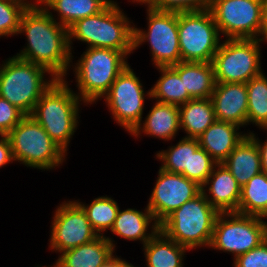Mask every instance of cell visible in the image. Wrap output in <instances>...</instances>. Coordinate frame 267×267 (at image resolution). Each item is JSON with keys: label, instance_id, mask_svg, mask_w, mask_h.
Returning <instances> with one entry per match:
<instances>
[{"label": "cell", "instance_id": "5", "mask_svg": "<svg viewBox=\"0 0 267 267\" xmlns=\"http://www.w3.org/2000/svg\"><path fill=\"white\" fill-rule=\"evenodd\" d=\"M0 64V97L31 115L43 93L56 81L44 67L15 55ZM49 74V80L45 75ZM51 77V78H50Z\"/></svg>", "mask_w": 267, "mask_h": 267}, {"label": "cell", "instance_id": "8", "mask_svg": "<svg viewBox=\"0 0 267 267\" xmlns=\"http://www.w3.org/2000/svg\"><path fill=\"white\" fill-rule=\"evenodd\" d=\"M265 218L237 212L220 213L209 248L232 253L233 260L267 239Z\"/></svg>", "mask_w": 267, "mask_h": 267}, {"label": "cell", "instance_id": "41", "mask_svg": "<svg viewBox=\"0 0 267 267\" xmlns=\"http://www.w3.org/2000/svg\"><path fill=\"white\" fill-rule=\"evenodd\" d=\"M148 0H132L131 2H136L137 4H141V5H143V4H145L146 2H147Z\"/></svg>", "mask_w": 267, "mask_h": 267}, {"label": "cell", "instance_id": "4", "mask_svg": "<svg viewBox=\"0 0 267 267\" xmlns=\"http://www.w3.org/2000/svg\"><path fill=\"white\" fill-rule=\"evenodd\" d=\"M111 48H87L74 68L77 96L85 104H93L109 91L118 75L129 65L128 55ZM102 97V98H101Z\"/></svg>", "mask_w": 267, "mask_h": 267}, {"label": "cell", "instance_id": "10", "mask_svg": "<svg viewBox=\"0 0 267 267\" xmlns=\"http://www.w3.org/2000/svg\"><path fill=\"white\" fill-rule=\"evenodd\" d=\"M147 6V30L134 25V50L148 42L155 67H169L181 61L178 40V12L158 11Z\"/></svg>", "mask_w": 267, "mask_h": 267}, {"label": "cell", "instance_id": "21", "mask_svg": "<svg viewBox=\"0 0 267 267\" xmlns=\"http://www.w3.org/2000/svg\"><path fill=\"white\" fill-rule=\"evenodd\" d=\"M153 221V222H152ZM152 224V225H151ZM151 226V228H150ZM148 228H150V231ZM159 230L152 212L148 207L141 211L134 208L118 210L115 222L111 228L112 234L130 241H141L145 245ZM149 232V233H148Z\"/></svg>", "mask_w": 267, "mask_h": 267}, {"label": "cell", "instance_id": "13", "mask_svg": "<svg viewBox=\"0 0 267 267\" xmlns=\"http://www.w3.org/2000/svg\"><path fill=\"white\" fill-rule=\"evenodd\" d=\"M209 10L226 39H260L261 0H211Z\"/></svg>", "mask_w": 267, "mask_h": 267}, {"label": "cell", "instance_id": "19", "mask_svg": "<svg viewBox=\"0 0 267 267\" xmlns=\"http://www.w3.org/2000/svg\"><path fill=\"white\" fill-rule=\"evenodd\" d=\"M239 129L237 124L216 120L198 138L199 145L217 164H221L248 134L239 132Z\"/></svg>", "mask_w": 267, "mask_h": 267}, {"label": "cell", "instance_id": "14", "mask_svg": "<svg viewBox=\"0 0 267 267\" xmlns=\"http://www.w3.org/2000/svg\"><path fill=\"white\" fill-rule=\"evenodd\" d=\"M51 224L49 247L59 254L98 237L85 212L75 200L59 204Z\"/></svg>", "mask_w": 267, "mask_h": 267}, {"label": "cell", "instance_id": "15", "mask_svg": "<svg viewBox=\"0 0 267 267\" xmlns=\"http://www.w3.org/2000/svg\"><path fill=\"white\" fill-rule=\"evenodd\" d=\"M201 189L200 185L182 174L160 168L147 207L160 225L172 212L198 196Z\"/></svg>", "mask_w": 267, "mask_h": 267}, {"label": "cell", "instance_id": "40", "mask_svg": "<svg viewBox=\"0 0 267 267\" xmlns=\"http://www.w3.org/2000/svg\"><path fill=\"white\" fill-rule=\"evenodd\" d=\"M132 265L130 262L125 259L122 260L114 254L102 267H131Z\"/></svg>", "mask_w": 267, "mask_h": 267}, {"label": "cell", "instance_id": "3", "mask_svg": "<svg viewBox=\"0 0 267 267\" xmlns=\"http://www.w3.org/2000/svg\"><path fill=\"white\" fill-rule=\"evenodd\" d=\"M133 34L134 23L113 0L100 13L80 19L68 28L69 47L72 52L75 39L88 44V48L133 52Z\"/></svg>", "mask_w": 267, "mask_h": 267}, {"label": "cell", "instance_id": "39", "mask_svg": "<svg viewBox=\"0 0 267 267\" xmlns=\"http://www.w3.org/2000/svg\"><path fill=\"white\" fill-rule=\"evenodd\" d=\"M262 1L260 40L267 42V0Z\"/></svg>", "mask_w": 267, "mask_h": 267}, {"label": "cell", "instance_id": "42", "mask_svg": "<svg viewBox=\"0 0 267 267\" xmlns=\"http://www.w3.org/2000/svg\"><path fill=\"white\" fill-rule=\"evenodd\" d=\"M38 267V266H37ZM41 267H47V266H41ZM49 267V266H48ZM51 267H57V265L56 264H53V266H51Z\"/></svg>", "mask_w": 267, "mask_h": 267}, {"label": "cell", "instance_id": "35", "mask_svg": "<svg viewBox=\"0 0 267 267\" xmlns=\"http://www.w3.org/2000/svg\"><path fill=\"white\" fill-rule=\"evenodd\" d=\"M26 115L0 97V136H7Z\"/></svg>", "mask_w": 267, "mask_h": 267}, {"label": "cell", "instance_id": "22", "mask_svg": "<svg viewBox=\"0 0 267 267\" xmlns=\"http://www.w3.org/2000/svg\"><path fill=\"white\" fill-rule=\"evenodd\" d=\"M223 164L241 187L263 171L260 149L249 134L241 140Z\"/></svg>", "mask_w": 267, "mask_h": 267}, {"label": "cell", "instance_id": "2", "mask_svg": "<svg viewBox=\"0 0 267 267\" xmlns=\"http://www.w3.org/2000/svg\"><path fill=\"white\" fill-rule=\"evenodd\" d=\"M81 99L65 79H56L36 103L31 116L66 153L76 132Z\"/></svg>", "mask_w": 267, "mask_h": 267}, {"label": "cell", "instance_id": "37", "mask_svg": "<svg viewBox=\"0 0 267 267\" xmlns=\"http://www.w3.org/2000/svg\"><path fill=\"white\" fill-rule=\"evenodd\" d=\"M11 143L8 136H0V168L13 163Z\"/></svg>", "mask_w": 267, "mask_h": 267}, {"label": "cell", "instance_id": "12", "mask_svg": "<svg viewBox=\"0 0 267 267\" xmlns=\"http://www.w3.org/2000/svg\"><path fill=\"white\" fill-rule=\"evenodd\" d=\"M145 97L151 99V90L145 94L139 77L128 65L118 75L103 99L114 121L131 133L142 121Z\"/></svg>", "mask_w": 267, "mask_h": 267}, {"label": "cell", "instance_id": "36", "mask_svg": "<svg viewBox=\"0 0 267 267\" xmlns=\"http://www.w3.org/2000/svg\"><path fill=\"white\" fill-rule=\"evenodd\" d=\"M233 267H267V239L233 260Z\"/></svg>", "mask_w": 267, "mask_h": 267}, {"label": "cell", "instance_id": "32", "mask_svg": "<svg viewBox=\"0 0 267 267\" xmlns=\"http://www.w3.org/2000/svg\"><path fill=\"white\" fill-rule=\"evenodd\" d=\"M155 158L162 161L160 168L167 172L181 174L184 170H189L190 138H181L167 150L157 152Z\"/></svg>", "mask_w": 267, "mask_h": 267}, {"label": "cell", "instance_id": "30", "mask_svg": "<svg viewBox=\"0 0 267 267\" xmlns=\"http://www.w3.org/2000/svg\"><path fill=\"white\" fill-rule=\"evenodd\" d=\"M85 212L93 230L98 236H103L104 232L111 230L114 225L119 205L107 195L97 197L86 205L85 203L75 200Z\"/></svg>", "mask_w": 267, "mask_h": 267}, {"label": "cell", "instance_id": "23", "mask_svg": "<svg viewBox=\"0 0 267 267\" xmlns=\"http://www.w3.org/2000/svg\"><path fill=\"white\" fill-rule=\"evenodd\" d=\"M183 80L184 88L192 99L211 98L216 79L211 62L180 61L171 66Z\"/></svg>", "mask_w": 267, "mask_h": 267}, {"label": "cell", "instance_id": "34", "mask_svg": "<svg viewBox=\"0 0 267 267\" xmlns=\"http://www.w3.org/2000/svg\"><path fill=\"white\" fill-rule=\"evenodd\" d=\"M144 5L158 11L192 12L208 10L211 0H148Z\"/></svg>", "mask_w": 267, "mask_h": 267}, {"label": "cell", "instance_id": "31", "mask_svg": "<svg viewBox=\"0 0 267 267\" xmlns=\"http://www.w3.org/2000/svg\"><path fill=\"white\" fill-rule=\"evenodd\" d=\"M216 164L212 157L200 147L198 139L190 138L189 170H184L181 174L202 187Z\"/></svg>", "mask_w": 267, "mask_h": 267}, {"label": "cell", "instance_id": "1", "mask_svg": "<svg viewBox=\"0 0 267 267\" xmlns=\"http://www.w3.org/2000/svg\"><path fill=\"white\" fill-rule=\"evenodd\" d=\"M22 33L27 46L15 56L46 68L56 79H65L74 58L68 29L35 0L21 16L18 34Z\"/></svg>", "mask_w": 267, "mask_h": 267}, {"label": "cell", "instance_id": "38", "mask_svg": "<svg viewBox=\"0 0 267 267\" xmlns=\"http://www.w3.org/2000/svg\"><path fill=\"white\" fill-rule=\"evenodd\" d=\"M262 130L267 131V128ZM247 133L256 141L261 153L262 170L263 172L267 173V139L264 142H261L259 137H256L255 133L251 131H247Z\"/></svg>", "mask_w": 267, "mask_h": 267}, {"label": "cell", "instance_id": "17", "mask_svg": "<svg viewBox=\"0 0 267 267\" xmlns=\"http://www.w3.org/2000/svg\"><path fill=\"white\" fill-rule=\"evenodd\" d=\"M201 188L205 198L219 213L237 212L241 186L223 163L214 166Z\"/></svg>", "mask_w": 267, "mask_h": 267}, {"label": "cell", "instance_id": "11", "mask_svg": "<svg viewBox=\"0 0 267 267\" xmlns=\"http://www.w3.org/2000/svg\"><path fill=\"white\" fill-rule=\"evenodd\" d=\"M211 11L178 12L181 61L212 62L221 43Z\"/></svg>", "mask_w": 267, "mask_h": 267}, {"label": "cell", "instance_id": "28", "mask_svg": "<svg viewBox=\"0 0 267 267\" xmlns=\"http://www.w3.org/2000/svg\"><path fill=\"white\" fill-rule=\"evenodd\" d=\"M237 213L267 217V173L262 171L241 187Z\"/></svg>", "mask_w": 267, "mask_h": 267}, {"label": "cell", "instance_id": "29", "mask_svg": "<svg viewBox=\"0 0 267 267\" xmlns=\"http://www.w3.org/2000/svg\"><path fill=\"white\" fill-rule=\"evenodd\" d=\"M247 125L267 128V77L262 72L247 83Z\"/></svg>", "mask_w": 267, "mask_h": 267}, {"label": "cell", "instance_id": "25", "mask_svg": "<svg viewBox=\"0 0 267 267\" xmlns=\"http://www.w3.org/2000/svg\"><path fill=\"white\" fill-rule=\"evenodd\" d=\"M143 247L147 267H183L184 255L189 251L160 229Z\"/></svg>", "mask_w": 267, "mask_h": 267}, {"label": "cell", "instance_id": "18", "mask_svg": "<svg viewBox=\"0 0 267 267\" xmlns=\"http://www.w3.org/2000/svg\"><path fill=\"white\" fill-rule=\"evenodd\" d=\"M179 130H181L179 107L156 101L145 120L141 121L130 134L137 138L144 133L148 137L154 136L159 140L170 141L177 136Z\"/></svg>", "mask_w": 267, "mask_h": 267}, {"label": "cell", "instance_id": "7", "mask_svg": "<svg viewBox=\"0 0 267 267\" xmlns=\"http://www.w3.org/2000/svg\"><path fill=\"white\" fill-rule=\"evenodd\" d=\"M7 136L14 161L30 168L52 170L62 165L67 155L31 115H26Z\"/></svg>", "mask_w": 267, "mask_h": 267}, {"label": "cell", "instance_id": "24", "mask_svg": "<svg viewBox=\"0 0 267 267\" xmlns=\"http://www.w3.org/2000/svg\"><path fill=\"white\" fill-rule=\"evenodd\" d=\"M53 19L67 29L76 21L103 11L113 0H37ZM56 11L57 18L52 15Z\"/></svg>", "mask_w": 267, "mask_h": 267}, {"label": "cell", "instance_id": "20", "mask_svg": "<svg viewBox=\"0 0 267 267\" xmlns=\"http://www.w3.org/2000/svg\"><path fill=\"white\" fill-rule=\"evenodd\" d=\"M115 241L105 235L89 243L68 249L55 261L57 267H101L114 254Z\"/></svg>", "mask_w": 267, "mask_h": 267}, {"label": "cell", "instance_id": "27", "mask_svg": "<svg viewBox=\"0 0 267 267\" xmlns=\"http://www.w3.org/2000/svg\"><path fill=\"white\" fill-rule=\"evenodd\" d=\"M157 70L161 76L150 89L151 100L179 106L192 99L184 88L183 80L171 66L157 67Z\"/></svg>", "mask_w": 267, "mask_h": 267}, {"label": "cell", "instance_id": "26", "mask_svg": "<svg viewBox=\"0 0 267 267\" xmlns=\"http://www.w3.org/2000/svg\"><path fill=\"white\" fill-rule=\"evenodd\" d=\"M178 107L180 129L187 134L185 138L198 139L216 121L211 98L191 99Z\"/></svg>", "mask_w": 267, "mask_h": 267}, {"label": "cell", "instance_id": "9", "mask_svg": "<svg viewBox=\"0 0 267 267\" xmlns=\"http://www.w3.org/2000/svg\"><path fill=\"white\" fill-rule=\"evenodd\" d=\"M260 39H226L213 56L216 83H247L261 69Z\"/></svg>", "mask_w": 267, "mask_h": 267}, {"label": "cell", "instance_id": "6", "mask_svg": "<svg viewBox=\"0 0 267 267\" xmlns=\"http://www.w3.org/2000/svg\"><path fill=\"white\" fill-rule=\"evenodd\" d=\"M220 213L201 192L172 212L159 229L170 239L189 250L209 247L214 225Z\"/></svg>", "mask_w": 267, "mask_h": 267}, {"label": "cell", "instance_id": "16", "mask_svg": "<svg viewBox=\"0 0 267 267\" xmlns=\"http://www.w3.org/2000/svg\"><path fill=\"white\" fill-rule=\"evenodd\" d=\"M211 100L217 121L247 126L246 83H216Z\"/></svg>", "mask_w": 267, "mask_h": 267}, {"label": "cell", "instance_id": "33", "mask_svg": "<svg viewBox=\"0 0 267 267\" xmlns=\"http://www.w3.org/2000/svg\"><path fill=\"white\" fill-rule=\"evenodd\" d=\"M32 2L31 0L0 1V37L18 34L21 16Z\"/></svg>", "mask_w": 267, "mask_h": 267}]
</instances>
